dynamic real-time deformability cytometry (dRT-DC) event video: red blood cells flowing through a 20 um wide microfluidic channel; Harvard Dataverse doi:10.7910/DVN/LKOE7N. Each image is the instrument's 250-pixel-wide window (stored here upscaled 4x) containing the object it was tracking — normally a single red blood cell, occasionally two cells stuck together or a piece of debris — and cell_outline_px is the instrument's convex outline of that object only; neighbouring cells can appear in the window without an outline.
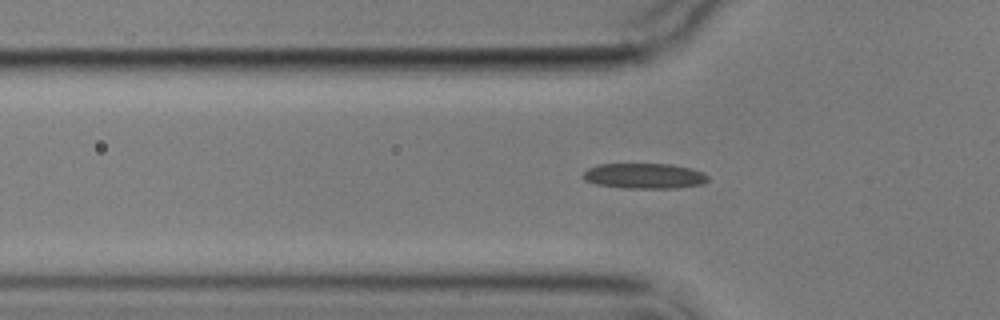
{"species": "common noctule bat (a hibernating species)", "species_latin": "Nyctalus noctula", "temperature_condition": "cold", "stored_images_in_passage": 3, "camera_frame_rate_fps": 3000, "um_per_image_px": 0.085, "animal": {"sex": "male", "body_mass_g": 17.9}, "frame": {"image": 1, "passage_image": 3, "time_ms": 2.333, "image_size_px": [1000, 320], "cell_outline_px": [[708, 180], [704, 184], [676, 188], [624, 188], [596, 184], [584, 180], [584, 172], [588, 168], [596, 164], [672, 164], [692, 168], [704, 172], [708, 176]], "centroid_in_image_um": [54.8, 14.95], "position_along_channel_um": 71.0, "area_um2": 18.61}}